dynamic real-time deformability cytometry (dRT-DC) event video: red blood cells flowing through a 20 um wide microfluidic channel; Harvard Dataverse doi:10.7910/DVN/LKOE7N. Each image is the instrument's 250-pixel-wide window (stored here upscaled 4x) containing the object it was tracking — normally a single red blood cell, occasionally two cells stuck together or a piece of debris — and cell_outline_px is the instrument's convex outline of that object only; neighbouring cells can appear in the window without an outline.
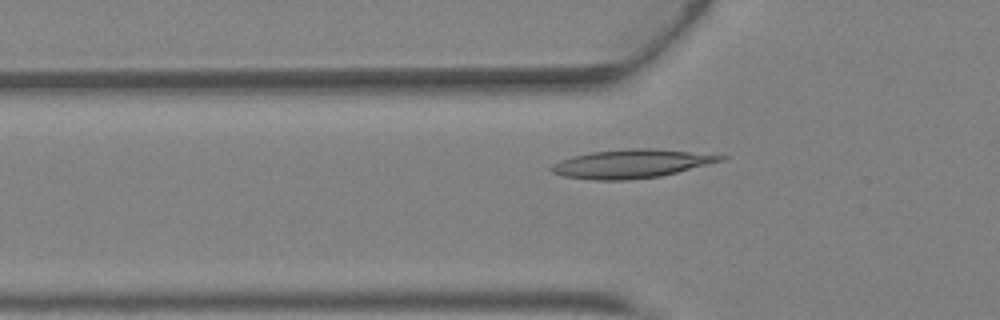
{"species": "Egyptian fruit bat (a non-hibernating species)", "species_latin": "Rousettus aegyptiacus", "temperature_condition": "warm", "stored_images_in_passage": 43, "camera_frame_rate_fps": 3000, "um_per_image_px": 0.085, "animal": {"sex": "female"}, "frame": {"image": 1, "passage_image": 15, "time_ms": 4.667, "image_size_px": [1000, 320], "cell_outline_px": [[728, 156], [724, 160], [660, 176], [628, 180], [596, 180], [564, 176], [552, 172], [548, 168], [552, 164], [560, 160], [572, 156], [592, 152], [628, 148], [648, 148]], "centroid_in_image_um": [53.59, 13.92], "position_along_channel_um": 72.2, "area_um2": 27.8}}
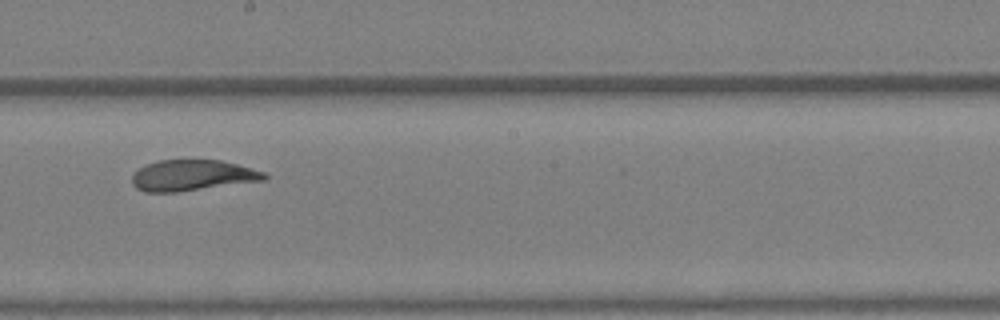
{"frame": {"image": 2, "passage_image": 25, "time_ms": 8.0, "image_size_px": [1000, 320], "cell_outline_px": [[268, 176], [264, 180], [176, 192], [144, 192], [136, 188], [132, 184], [132, 176], [144, 164], [156, 160], [220, 160], [236, 164], [264, 172]], "centroid_in_image_um": [16.3, 14.9], "position_along_channel_um": 231.9, "area_um2": 23.64}}
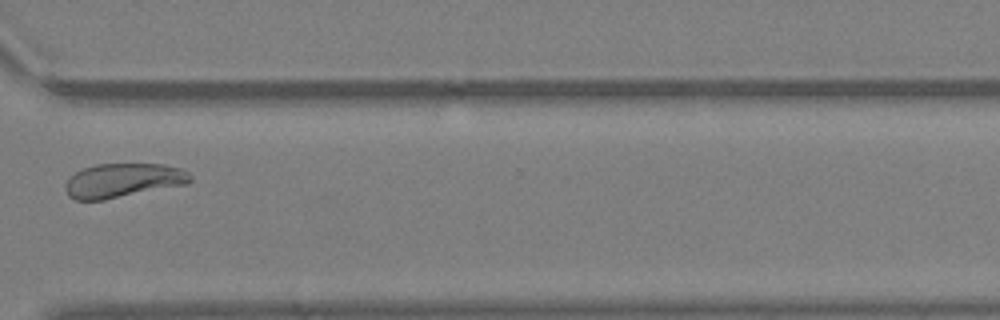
{"frame": {"image": 3, "passage_image": 33, "time_ms": 10.667, "image_size_px": [1000, 320], "cell_outline_px": [[192, 180], [188, 184], [104, 200], [76, 200], [68, 196], [64, 188], [64, 184], [68, 176], [84, 168], [96, 164], [160, 164], [184, 168], [192, 176]], "centroid_in_image_um": [10.45, 15.34], "position_along_channel_um": 360.1, "area_um2": 25.2}, "authors_computed_cell_mechanics": {"area_um2": 26.1834, "velocity_mm_per_s": 4.8087, "shape_relaxation_time_tau1_ms": 4.5649, "shape_relaxation_time_tau2_ms": 0.6232, "deformation_change_tau1": 0.173, "deformation_change_tau2": 0.052}}